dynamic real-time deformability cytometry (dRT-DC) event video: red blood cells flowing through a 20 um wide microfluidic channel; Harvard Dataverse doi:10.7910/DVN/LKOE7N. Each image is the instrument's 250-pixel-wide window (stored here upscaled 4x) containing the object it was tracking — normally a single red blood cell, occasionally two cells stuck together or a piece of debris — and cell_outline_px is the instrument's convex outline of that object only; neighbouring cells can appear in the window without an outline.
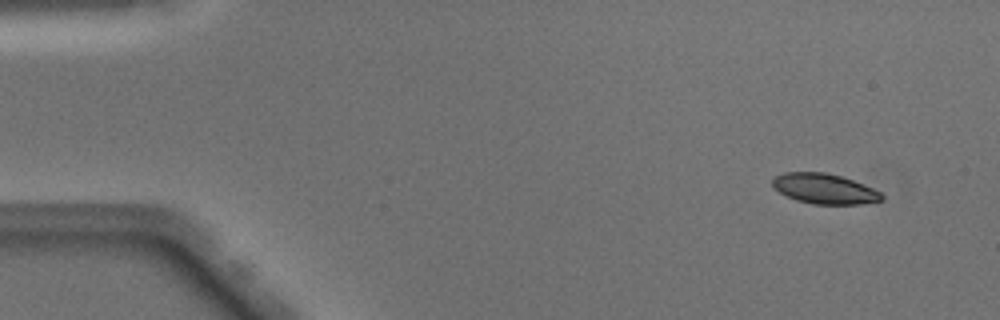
{"species": "Egyptian fruit bat (a non-hibernating species)", "species_latin": "Rousettus aegyptiacus", "temperature_condition": "warm", "stored_images_in_passage": 50, "camera_frame_rate_fps": 3000, "um_per_image_px": 0.085, "animal": {"sex": "male"}, "frame": {"image": 1, "passage_image": 3, "time_ms": 0.667, "image_size_px": [1000, 320], "cell_outline_px": [[884, 200], [860, 204], [812, 204], [796, 200], [780, 192], [772, 184], [772, 180], [776, 176], [784, 172], [824, 172], [840, 176], [852, 180], [872, 188], [880, 192], [884, 196]], "centroid_in_image_um": [70.09, 16.05], "position_along_channel_um": 14.9, "area_um2": 19.02}}
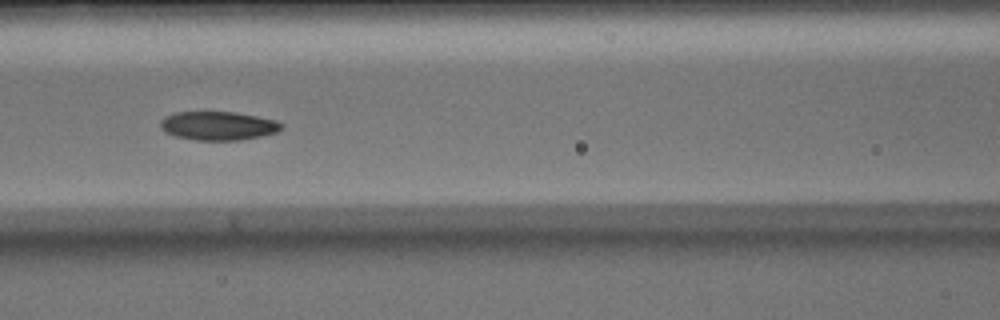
{"frame": {"image": 2, "passage_image": 21, "time_ms": 6.667, "image_size_px": [1000, 320], "cell_outline_px": [[284, 128], [276, 132], [264, 136], [240, 140], [196, 140], [176, 136], [164, 132], [160, 128], [160, 120], [164, 116], [176, 112], [232, 112], [256, 116], [276, 120], [284, 124]], "centroid_in_image_um": [18.55, 10.69], "position_along_channel_um": 148.0, "area_um2": 20.4}}
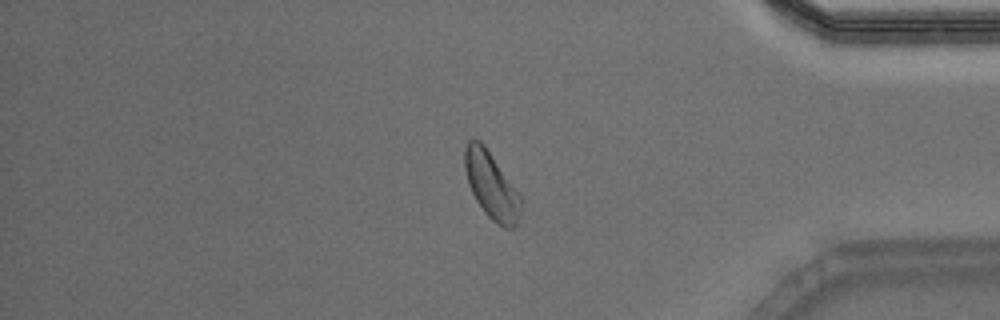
{"frame": {"image": 3, "passage_image": 41, "time_ms": 13.333, "image_size_px": [1000, 320], "cell_outline_px": [[524, 200], [516, 224], [512, 228], [504, 228], [496, 224], [484, 212], [476, 200], [468, 184], [464, 168], [464, 148], [468, 140], [480, 140], [484, 144], [516, 188]], "centroid_in_image_um": [41.77, 15.77], "position_along_channel_um": 393.4, "area_um2": 22.02}, "authors_computed_cell_mechanics": {"area_um2": 20.6635, "velocity_mm_per_s": 4.0632, "shape_relaxation_time_tau1_ms": 2.2972, "shape_relaxation_time_tau2_ms": 10.7575, "deformation_change_tau1": 0.0909, "deformation_change_tau2": 0.1709}}